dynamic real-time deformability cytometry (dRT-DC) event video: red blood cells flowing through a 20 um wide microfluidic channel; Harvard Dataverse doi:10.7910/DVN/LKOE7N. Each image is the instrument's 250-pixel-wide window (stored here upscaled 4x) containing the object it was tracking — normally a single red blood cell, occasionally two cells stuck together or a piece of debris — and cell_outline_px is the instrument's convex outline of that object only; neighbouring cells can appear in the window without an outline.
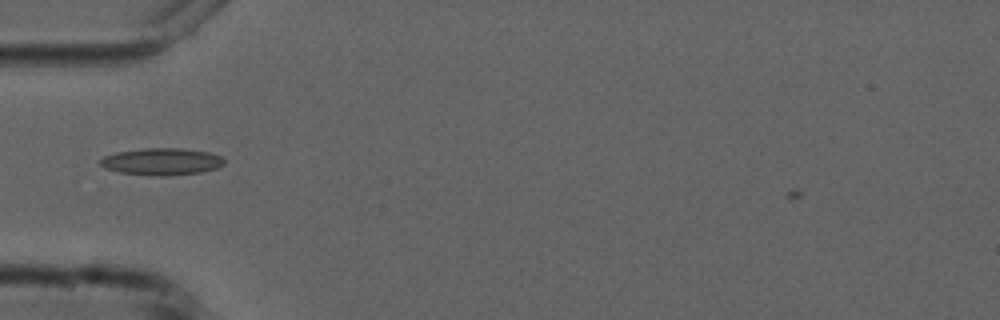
{"species": "common noctule bat (a hibernating species)", "species_latin": "Nyctalus noctula", "temperature_condition": "cold", "stored_images_in_passage": 3, "camera_frame_rate_fps": 3000, "um_per_image_px": 0.085, "animal": {"sex": "male", "forearm_length_mm": 52.5}, "frame": {"image": 1, "passage_image": 1, "time_ms": 0.0, "image_size_px": [1000, 320], "cell_outline_px": [[224, 164], [216, 168], [200, 172], [164, 176], [156, 176], [120, 172], [104, 168], [100, 164], [100, 160], [104, 156], [116, 152], [144, 148], [180, 148], [208, 152], [220, 156], [224, 160]], "centroid_in_image_um": [13.72, 13.73], "position_along_channel_um": 71.3, "area_um2": 19.36}}
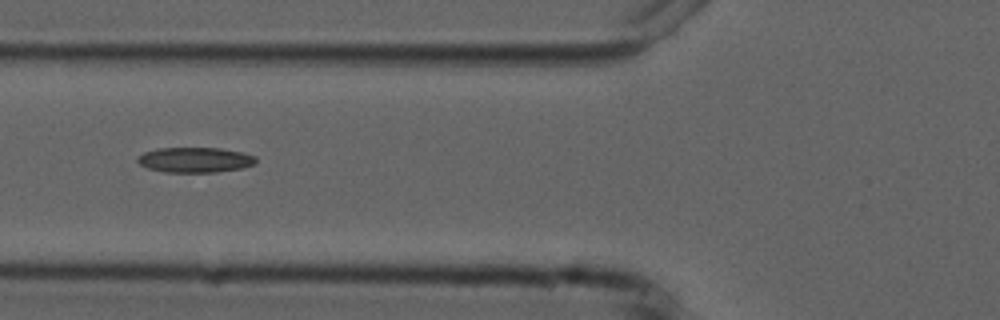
{"frame": {"image": 2, "passage_image": 2, "time_ms": 1.0, "image_size_px": [1000, 320], "cell_outline_px": [[256, 164], [244, 168], [216, 172], [164, 172], [148, 168], [140, 164], [136, 160], [144, 152], [156, 148], [220, 148], [244, 152], [256, 156]], "centroid_in_image_um": [16.63, 13.59], "position_along_channel_um": 109.2, "area_um2": 17.51}}
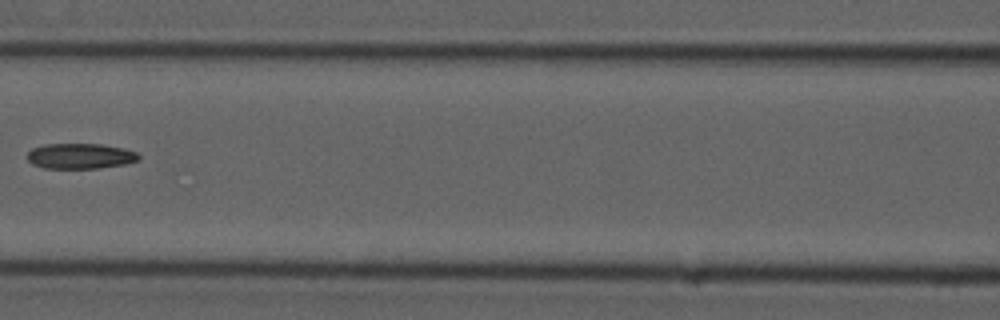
{"frame": {"image": 3, "passage_image": 3, "time_ms": 2.333, "image_size_px": [1000, 320], "cell_outline_px": [[140, 160], [128, 164], [100, 168], [44, 168], [32, 164], [28, 160], [28, 152], [32, 148], [44, 144], [100, 144], [124, 148], [136, 152], [140, 156]], "centroid_in_image_um": [6.85, 13.27], "position_along_channel_um": 159.7, "area_um2": 16.65}}